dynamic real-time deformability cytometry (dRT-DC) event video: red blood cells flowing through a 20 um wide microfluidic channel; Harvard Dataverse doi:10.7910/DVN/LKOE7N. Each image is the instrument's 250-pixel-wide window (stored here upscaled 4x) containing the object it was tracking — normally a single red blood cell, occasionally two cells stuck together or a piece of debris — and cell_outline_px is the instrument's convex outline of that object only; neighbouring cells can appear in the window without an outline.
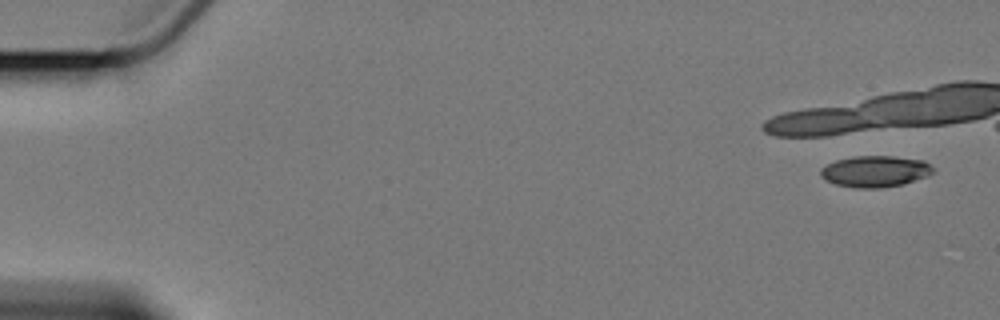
{"species": "Egyptian fruit bat (a non-hibernating species)", "species_latin": "Rousettus aegyptiacus", "temperature_condition": "cold", "stored_images_in_passage": 2, "camera_frame_rate_fps": 3000, "um_per_image_px": 0.085, "animal": {"sex": "female"}, "frame": {"image": 1, "passage_image": 1, "time_ms": 0.0, "image_size_px": [1000, 320], "cell_outline_px": [[936, 172], [928, 176], [904, 184], [880, 188], [856, 188], [836, 184], [820, 176], [820, 168], [836, 160], [852, 156], [892, 156], [924, 160], [936, 168]], "centroid_in_image_um": [74.45, 14.56], "position_along_channel_um": 10.6, "area_um2": 20.75}}